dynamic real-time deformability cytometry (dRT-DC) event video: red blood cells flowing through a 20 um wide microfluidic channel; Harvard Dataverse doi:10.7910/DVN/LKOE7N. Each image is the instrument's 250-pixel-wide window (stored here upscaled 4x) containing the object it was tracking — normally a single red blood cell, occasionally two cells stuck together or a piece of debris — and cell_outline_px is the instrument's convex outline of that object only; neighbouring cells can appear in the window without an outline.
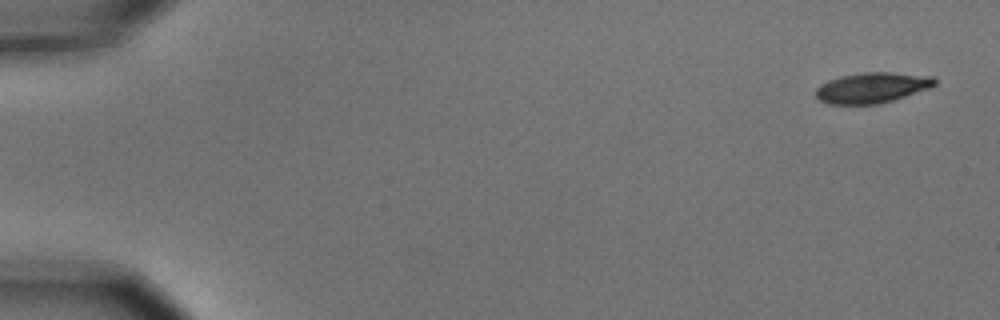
{"species": "common noctule bat (a hibernating species)", "species_latin": "Nyctalus noctula", "temperature_condition": "cold", "stored_images_in_passage": 5, "camera_frame_rate_fps": 3000, "um_per_image_px": 0.085, "animal": {"sex": "male", "body_mass_g": 15.6}, "frame": {"image": 1, "passage_image": 1, "time_ms": 0.0, "image_size_px": [1000, 320], "cell_outline_px": [[936, 84], [932, 88], [880, 104], [828, 104], [820, 100], [816, 96], [816, 88], [820, 84], [828, 80], [840, 76], [864, 72], [892, 72], [932, 76], [936, 80]], "centroid_in_image_um": [74.14, 7.45], "position_along_channel_um": 10.9, "area_um2": 21.33}}
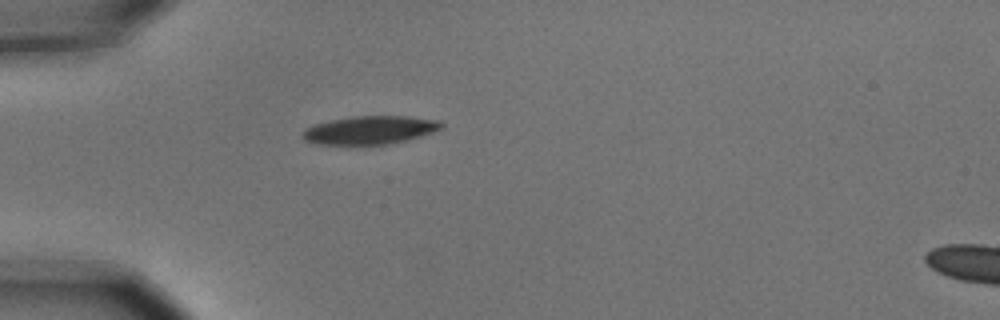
{"frame": {"image": 2, "passage_image": 5, "time_ms": 1.333, "image_size_px": [1000, 320], "cell_outline_px": [[444, 128], [420, 136], [388, 144], [320, 144], [304, 140], [300, 136], [304, 128], [312, 124], [352, 116], [408, 116], [440, 120], [444, 124]], "centroid_in_image_um": [31.43, 11.04], "position_along_channel_um": 53.6, "area_um2": 22.89}}